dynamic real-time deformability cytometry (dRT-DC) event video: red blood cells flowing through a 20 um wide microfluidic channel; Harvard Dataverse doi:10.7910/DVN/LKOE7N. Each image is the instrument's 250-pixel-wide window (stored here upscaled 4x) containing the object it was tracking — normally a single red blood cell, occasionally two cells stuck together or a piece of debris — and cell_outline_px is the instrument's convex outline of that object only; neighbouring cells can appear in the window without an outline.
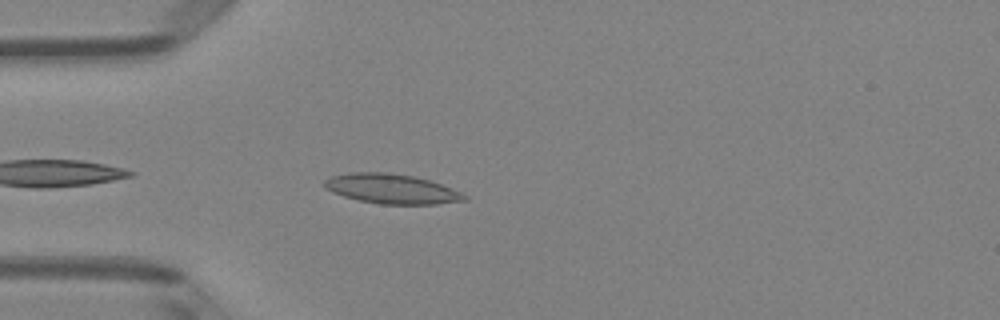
{"species": "Egyptian fruit bat (a non-hibernating species)", "species_latin": "Rousettus aegyptiacus", "temperature_condition": "room temperature", "stored_images_in_passage": 25, "camera_frame_rate_fps": 3000, "um_per_image_px": 0.085, "animal": {"sex": "female"}, "frame": {"image": 1, "passage_image": 3, "time_ms": 0.667, "image_size_px": [1000, 320], "cell_outline_px": [[468, 200], [436, 204], [380, 204], [360, 200], [344, 196], [332, 192], [324, 188], [324, 180], [332, 176], [348, 172], [388, 172], [412, 176], [428, 180], [452, 188], [468, 196]], "centroid_in_image_um": [33.28, 16.05], "position_along_channel_um": 51.7, "area_um2": 24.16}}
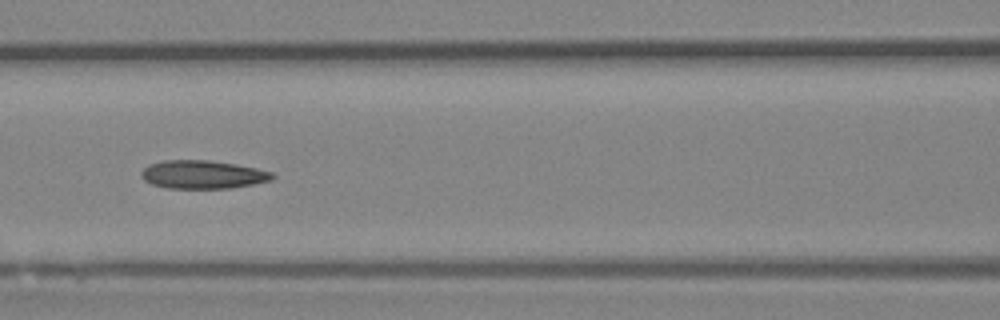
{"frame": {"image": 2, "passage_image": 11, "time_ms": 3.333, "image_size_px": [1000, 320], "cell_outline_px": [[276, 176], [272, 180], [232, 188], [168, 188], [152, 184], [144, 180], [140, 176], [140, 172], [148, 164], [164, 160], [208, 160], [236, 164], [256, 168], [272, 172]], "centroid_in_image_um": [17.22, 14.83], "position_along_channel_um": 149.4, "area_um2": 21.68}}
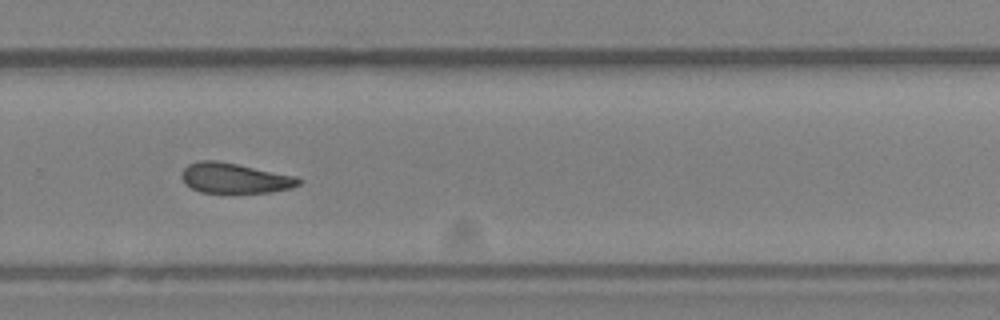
{"frame": {"image": 3, "passage_image": 23, "time_ms": 7.333, "image_size_px": [1000, 320], "cell_outline_px": [[304, 180], [300, 184], [292, 188], [268, 192], [200, 192], [184, 184], [180, 176], [180, 172], [188, 164], [196, 160], [216, 160], [296, 176]], "centroid_in_image_um": [19.91, 15.13], "position_along_channel_um": 309.9, "area_um2": 20.63}}